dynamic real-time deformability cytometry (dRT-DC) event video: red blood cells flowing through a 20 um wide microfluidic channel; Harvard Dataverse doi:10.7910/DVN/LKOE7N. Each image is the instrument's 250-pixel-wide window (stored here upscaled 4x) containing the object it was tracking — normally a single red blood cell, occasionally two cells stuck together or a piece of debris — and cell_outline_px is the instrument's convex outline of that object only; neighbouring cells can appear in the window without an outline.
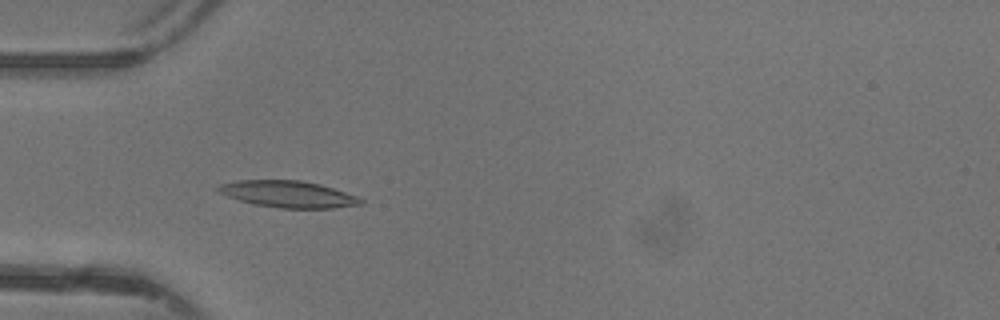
{"species": "common noctule bat (a hibernating species)", "species_latin": "Nyctalus noctula", "temperature_condition": "warm", "stored_images_in_passage": 37, "camera_frame_rate_fps": 3000, "um_per_image_px": 0.085, "animal": {"sex": "female"}, "frame": {"image": 1, "passage_image": 5, "time_ms": 1.333, "image_size_px": [1000, 320], "cell_outline_px": [[364, 204], [332, 208], [280, 208], [256, 204], [240, 200], [228, 196], [220, 192], [216, 188], [220, 184], [236, 180], [300, 180], [320, 184], [356, 196], [364, 200]], "centroid_in_image_um": [24.51, 16.5], "position_along_channel_um": 60.5, "area_um2": 21.91}}
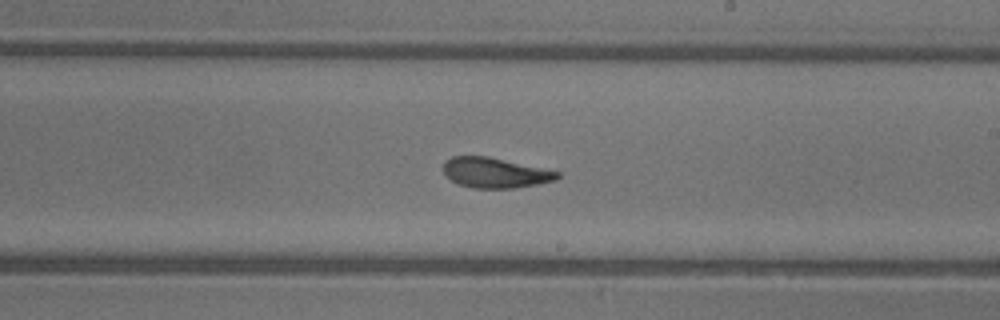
{"frame": {"image": 2, "passage_image": 18, "time_ms": 5.667, "image_size_px": [1000, 320], "cell_outline_px": [[560, 176], [556, 180], [516, 188], [472, 188], [460, 184], [452, 180], [444, 172], [444, 160], [452, 156], [488, 156], [560, 172]], "centroid_in_image_um": [42.08, 14.68], "position_along_channel_um": 246.9, "area_um2": 19.88}}
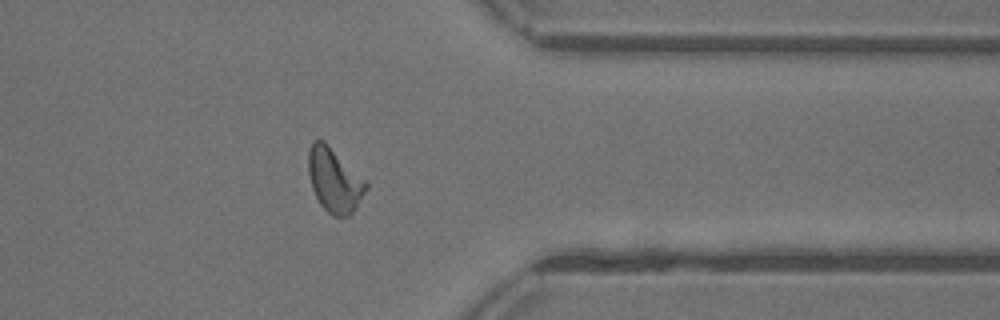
{"frame": {"image": 3, "passage_image": 28, "time_ms": 9.0, "image_size_px": [1000, 320], "cell_outline_px": [[368, 188], [352, 216], [332, 216], [320, 204], [312, 188], [308, 172], [308, 152], [312, 140], [324, 140], [368, 180]], "centroid_in_image_um": [28.46, 15.31], "position_along_channel_um": 382.9, "area_um2": 22.08}, "authors_computed_cell_mechanics": {"area_um2": 20.808, "velocity_mm_per_s": 4.3762, "shape_relaxation_time_tau1_ms": 4.41, "shape_relaxation_time_tau2_ms": 1.5604, "deformation_change_tau1": 0.1832, "deformation_change_tau2": 0.0963}}